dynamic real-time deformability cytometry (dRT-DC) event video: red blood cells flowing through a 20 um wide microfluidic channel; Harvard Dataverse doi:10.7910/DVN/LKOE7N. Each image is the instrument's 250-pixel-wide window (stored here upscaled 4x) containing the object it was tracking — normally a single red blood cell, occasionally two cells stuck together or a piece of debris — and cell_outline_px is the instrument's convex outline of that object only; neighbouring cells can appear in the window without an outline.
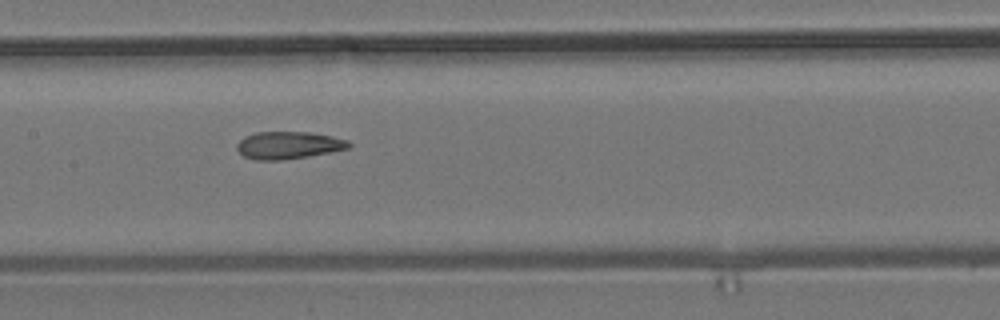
{"species": "common noctule bat (a hibernating species)", "species_latin": "Nyctalus noctula", "temperature_condition": "room temperature", "stored_images_in_passage": 14, "camera_frame_rate_fps": 3000, "um_per_image_px": 0.085, "animal": {"sex": "male", "body_mass_g": 19.2, "forearm_length_mm": 51.8}, "frame": {"image": 1, "passage_image": 7, "time_ms": 2.0, "image_size_px": [1000, 320], "cell_outline_px": [[352, 144], [348, 148], [328, 152], [284, 160], [256, 160], [244, 156], [236, 148], [236, 144], [244, 136], [256, 132], [308, 132], [332, 136], [348, 140]], "centroid_in_image_um": [24.49, 12.34], "position_along_channel_um": 182.9, "area_um2": 17.74}}
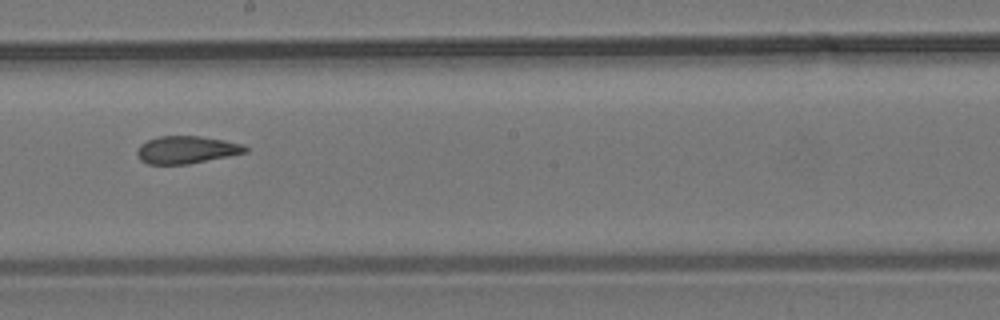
{"frame": {"image": 2, "passage_image": 8, "time_ms": 2.333, "image_size_px": [1000, 320], "cell_outline_px": [[248, 152], [188, 164], [148, 164], [140, 160], [136, 152], [140, 144], [148, 140], [160, 136], [200, 136], [224, 140], [244, 144], [248, 148]], "centroid_in_image_um": [15.86, 12.73], "position_along_channel_um": 232.3, "area_um2": 17.34}}
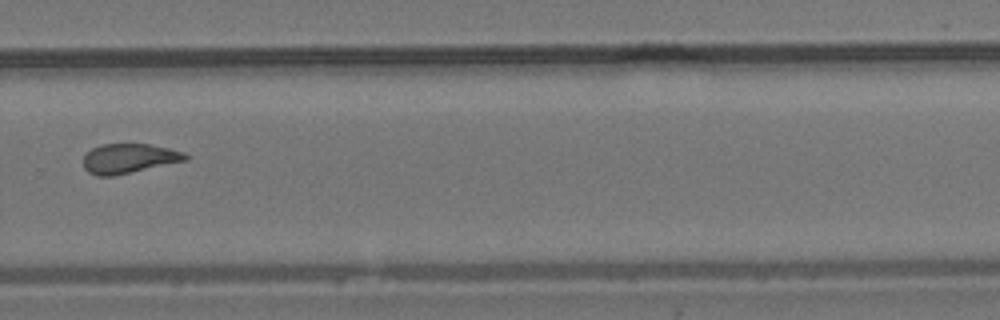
{"frame": {"image": 3, "passage_image": 10, "time_ms": 3.0, "image_size_px": [1000, 320], "cell_outline_px": [[188, 160], [112, 176], [96, 176], [88, 172], [84, 168], [84, 156], [92, 148], [100, 144], [152, 144], [184, 152], [188, 156]], "centroid_in_image_um": [10.96, 13.46], "position_along_channel_um": 318.8, "area_um2": 17.57}}